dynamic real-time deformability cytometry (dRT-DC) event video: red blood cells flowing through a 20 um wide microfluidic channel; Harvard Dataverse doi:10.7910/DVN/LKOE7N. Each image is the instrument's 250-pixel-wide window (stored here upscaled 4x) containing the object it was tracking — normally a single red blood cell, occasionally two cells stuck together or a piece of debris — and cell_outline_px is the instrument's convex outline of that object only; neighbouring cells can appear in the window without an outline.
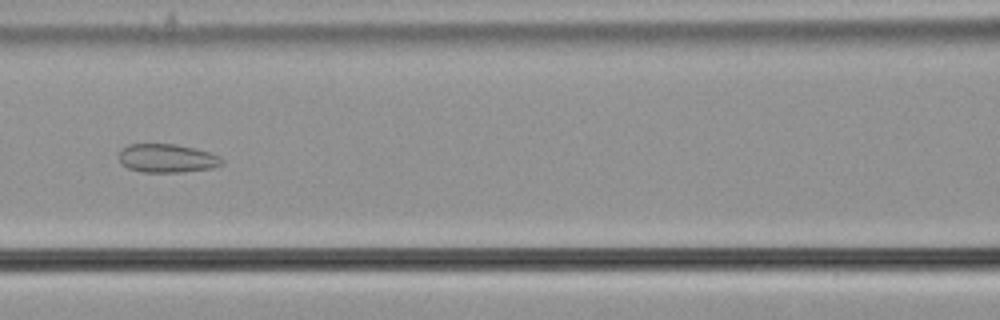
{"species": "common noctule bat (a hibernating species)", "species_latin": "Nyctalus noctula", "temperature_condition": "cold", "stored_images_in_passage": 58, "camera_frame_rate_fps": 3000, "um_per_image_px": 0.085, "animal": {"sex": "male", "body_mass_g": 21.5, "forearm_length_mm": 52.0}, "frame": {"image": 1, "passage_image": 27, "time_ms": 8.667, "image_size_px": [1000, 320], "cell_outline_px": [[224, 164], [212, 168], [184, 172], [140, 172], [128, 168], [120, 160], [120, 152], [128, 144], [176, 144], [196, 148], [220, 156], [224, 160]], "centroid_in_image_um": [14.25, 13.45], "position_along_channel_um": 152.3, "area_um2": 17.17}}
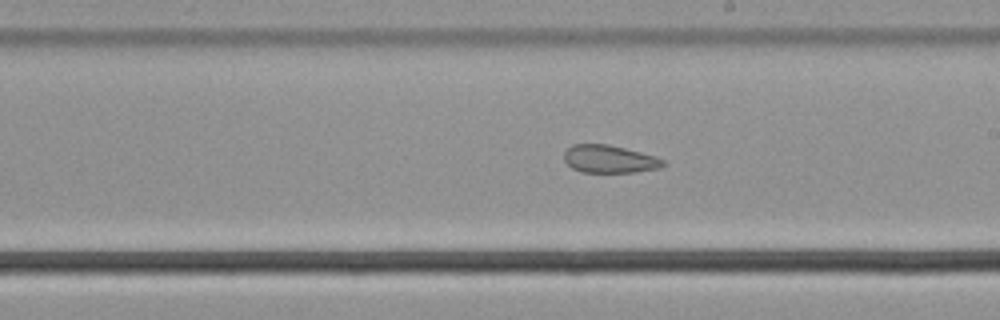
{"frame": {"image": 2, "passage_image": 34, "time_ms": 11.0, "image_size_px": [1000, 320], "cell_outline_px": [[668, 164], [660, 168], [636, 172], [580, 172], [572, 168], [564, 160], [564, 152], [572, 144], [608, 144], [656, 156], [664, 160]], "centroid_in_image_um": [51.82, 13.52], "position_along_channel_um": 237.2, "area_um2": 16.13}}
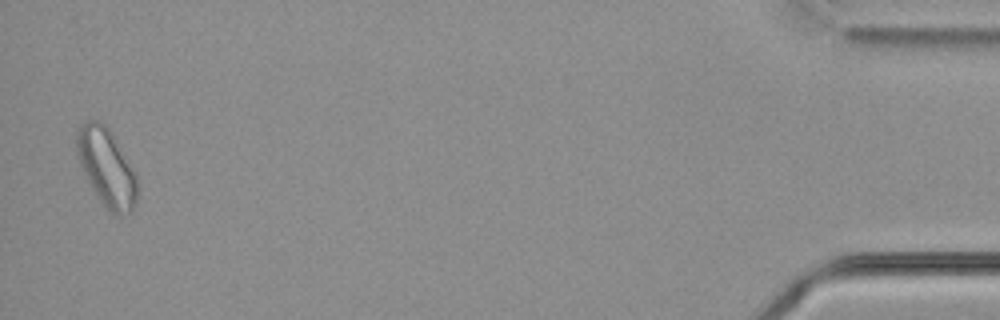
{"frame": {"image": 3, "passage_image": 57, "time_ms": 18.667, "image_size_px": [1000, 320], "cell_outline_px": [[136, 204], [132, 212], [124, 216], [120, 216], [112, 212], [96, 196], [80, 164], [76, 152], [76, 132], [80, 124], [88, 120], [100, 120], [112, 132], [136, 172]], "centroid_in_image_um": [9.06, 14.2], "position_along_channel_um": 426.1, "area_um2": 27.51}, "authors_computed_cell_mechanics": {"area_um2": 22.8021, "velocity_mm_per_s": 3.6467, "shape_relaxation_time_tau1_ms": null, "shape_relaxation_time_tau2_ms": 5.0932, "deformation_change_tau1": null, "deformation_change_tau2": 0.1224}}